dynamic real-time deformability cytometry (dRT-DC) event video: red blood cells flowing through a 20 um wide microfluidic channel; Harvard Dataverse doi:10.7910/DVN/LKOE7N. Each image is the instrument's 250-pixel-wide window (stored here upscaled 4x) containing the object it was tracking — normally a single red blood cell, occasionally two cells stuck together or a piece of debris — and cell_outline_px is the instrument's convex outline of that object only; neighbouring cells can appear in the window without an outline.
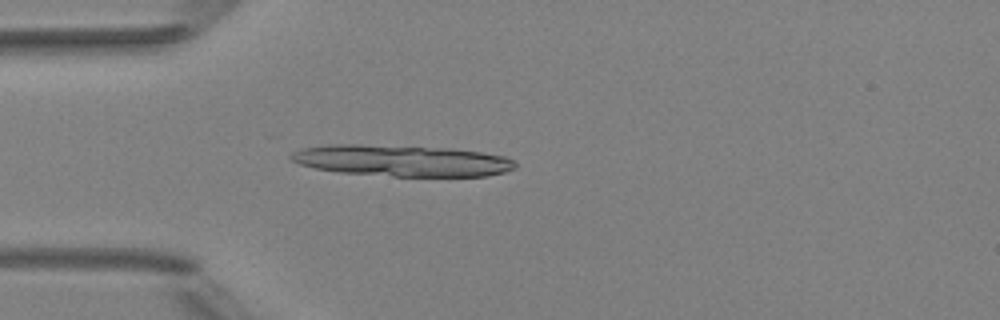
{"species": "Egyptian fruit bat (a non-hibernating species)", "species_latin": "Rousettus aegyptiacus", "temperature_condition": "room temperature", "stored_images_in_passage": 4, "camera_frame_rate_fps": 3000, "um_per_image_px": 0.085, "animal": {"sex": "female"}, "frame": {"image": 1, "passage_image": 4, "time_ms": 3.667, "image_size_px": [1000, 320], "cell_outline_px": [[516, 168], [504, 172], [488, 176], [392, 176], [340, 172], [316, 168], [300, 164], [292, 160], [288, 156], [292, 152], [300, 148], [328, 144], [360, 144], [448, 148], [480, 152], [504, 156], [512, 160], [516, 164]], "centroid_in_image_um": [34.13, 13.65], "position_along_channel_um": 50.9, "area_um2": 40.92}}